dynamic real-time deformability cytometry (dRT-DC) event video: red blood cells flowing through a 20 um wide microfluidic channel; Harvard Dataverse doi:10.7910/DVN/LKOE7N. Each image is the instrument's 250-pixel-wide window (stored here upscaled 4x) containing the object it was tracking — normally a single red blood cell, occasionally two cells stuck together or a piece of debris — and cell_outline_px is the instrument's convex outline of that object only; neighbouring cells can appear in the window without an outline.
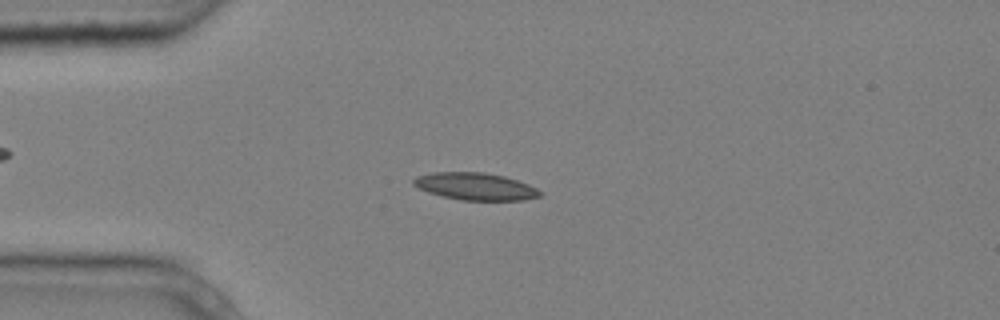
{"species": "common noctule bat (a hibernating species)", "species_latin": "Nyctalus noctula", "temperature_condition": "cold", "stored_images_in_passage": 3, "camera_frame_rate_fps": 3000, "um_per_image_px": 0.085, "animal": {"sex": "male", "body_mass_g": 20.4}, "frame": {"image": 1, "passage_image": 3, "time_ms": 0.667, "image_size_px": [1000, 320], "cell_outline_px": [[544, 192], [540, 196], [524, 200], [460, 200], [428, 192], [412, 184], [412, 180], [416, 176], [432, 172], [484, 172], [504, 176], [528, 184]], "centroid_in_image_um": [40.41, 15.84], "position_along_channel_um": 44.6, "area_um2": 20.06}}